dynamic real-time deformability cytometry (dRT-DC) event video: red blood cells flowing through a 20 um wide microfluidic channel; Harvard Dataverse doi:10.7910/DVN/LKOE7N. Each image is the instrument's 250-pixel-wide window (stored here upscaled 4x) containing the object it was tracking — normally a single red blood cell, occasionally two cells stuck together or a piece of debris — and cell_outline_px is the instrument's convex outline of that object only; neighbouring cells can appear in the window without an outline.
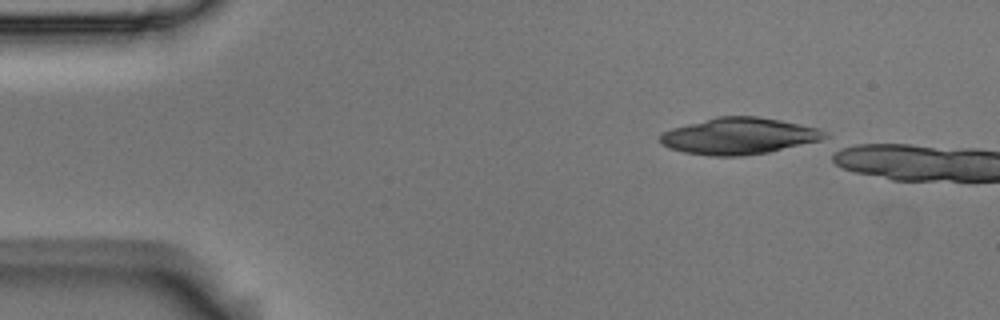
{"species": "Egyptian fruit bat (a non-hibernating species)", "species_latin": "Rousettus aegyptiacus", "temperature_condition": "room temperature", "stored_images_in_passage": 4, "camera_frame_rate_fps": 3000, "um_per_image_px": 0.085, "animal": {"sex": "male"}, "frame": {"image": 1, "passage_image": 1, "time_ms": 0.0, "image_size_px": [1000, 320], "cell_outline_px": [[828, 140], [768, 152], [740, 156], [712, 156], [684, 152], [668, 148], [660, 144], [660, 132], [672, 128], [716, 116], [756, 116], [780, 120], [820, 128], [828, 136]], "centroid_in_image_um": [62.84, 11.56], "position_along_channel_um": 22.2, "area_um2": 35.43}}